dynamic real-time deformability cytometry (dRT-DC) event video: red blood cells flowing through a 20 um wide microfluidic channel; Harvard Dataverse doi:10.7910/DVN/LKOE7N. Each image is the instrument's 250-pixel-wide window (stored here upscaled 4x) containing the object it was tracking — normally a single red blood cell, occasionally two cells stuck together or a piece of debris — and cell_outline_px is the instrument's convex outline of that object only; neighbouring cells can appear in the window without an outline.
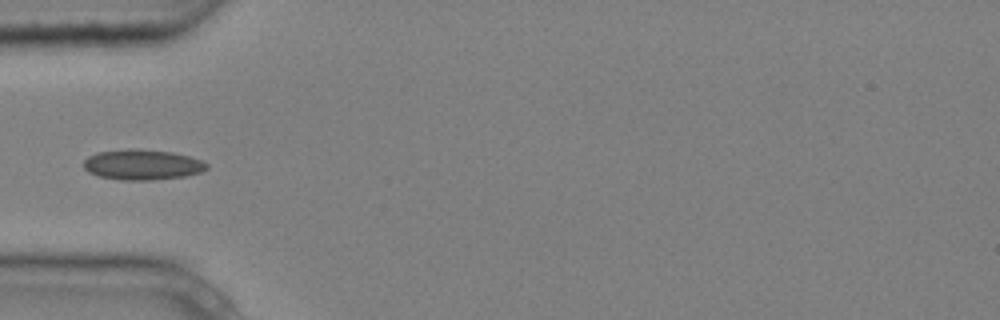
{"species": "common noctule bat (a hibernating species)", "species_latin": "Nyctalus noctula", "temperature_condition": "cold", "stored_images_in_passage": 1, "camera_frame_rate_fps": 3000, "um_per_image_px": 0.085, "animal": {"sex": "male", "body_mass_g": 20.4}, "frame": {"image": 1, "passage_image": 1, "time_ms": 0.0, "image_size_px": [1000, 320], "cell_outline_px": [[208, 168], [200, 172], [184, 176], [152, 180], [120, 180], [100, 176], [88, 172], [84, 168], [84, 160], [88, 156], [96, 152], [128, 148], [136, 148], [172, 152], [188, 156], [200, 160], [208, 164]], "centroid_in_image_um": [12.06, 13.98], "position_along_channel_um": 72.9, "area_um2": 21.85}}